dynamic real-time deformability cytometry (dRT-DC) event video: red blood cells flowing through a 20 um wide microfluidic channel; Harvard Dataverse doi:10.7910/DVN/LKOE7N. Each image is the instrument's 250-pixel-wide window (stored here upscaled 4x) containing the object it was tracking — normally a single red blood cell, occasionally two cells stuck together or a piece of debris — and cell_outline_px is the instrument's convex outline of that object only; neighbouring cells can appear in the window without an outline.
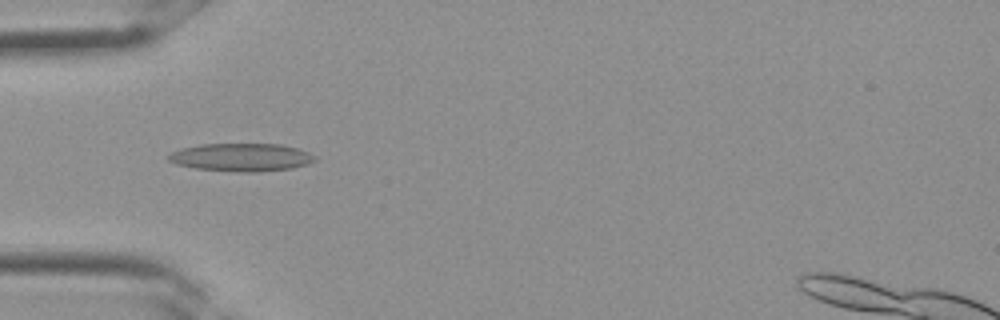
{"species": "Egyptian fruit bat (a non-hibernating species)", "species_latin": "Rousettus aegyptiacus", "temperature_condition": "room temperature", "stored_images_in_passage": 34, "camera_frame_rate_fps": 3000, "um_per_image_px": 0.085, "frame": {"image": 1, "passage_image": 11, "time_ms": 3.333, "image_size_px": [1000, 320], "cell_outline_px": [[316, 160], [308, 164], [292, 168], [260, 172], [240, 172], [196, 168], [176, 164], [168, 160], [168, 156], [172, 152], [184, 148], [200, 144], [280, 144], [296, 148], [308, 152], [316, 156]], "centroid_in_image_um": [20.55, 13.37], "position_along_channel_um": 64.5, "area_um2": 23.76}}
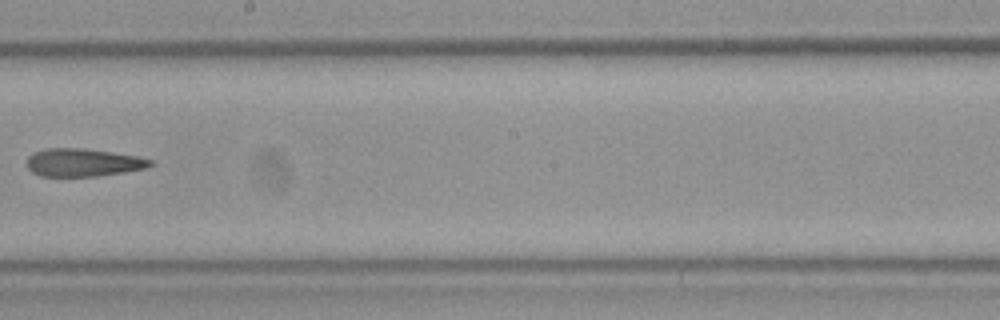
{"frame": {"image": 2, "passage_image": 20, "time_ms": 6.333, "image_size_px": [1000, 320], "cell_outline_px": [[156, 164], [148, 168], [124, 172], [96, 176], [40, 176], [32, 172], [28, 168], [28, 156], [32, 152], [44, 148], [84, 148], [140, 156], [152, 160]], "centroid_in_image_um": [7.1, 13.8], "position_along_channel_um": 241.1, "area_um2": 20.35}}
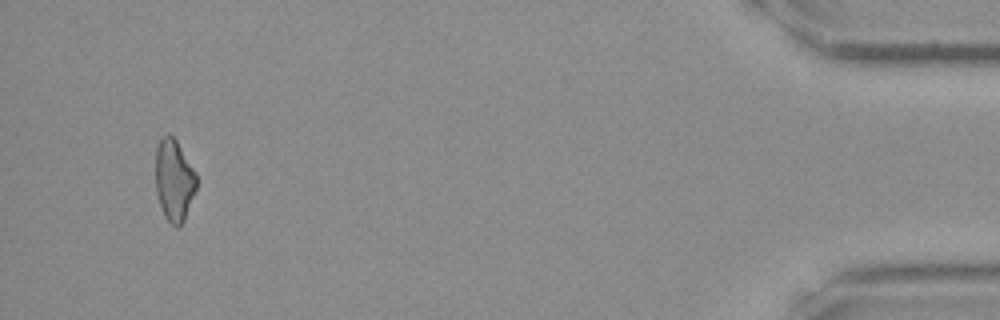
{"frame": {"image": 3, "passage_image": 33, "time_ms": 10.667, "image_size_px": [1000, 320], "cell_outline_px": [[196, 188], [184, 220], [176, 228], [164, 216], [156, 192], [156, 148], [160, 136], [168, 132], [176, 140], [196, 172]], "centroid_in_image_um": [14.78, 15.27], "position_along_channel_um": 420.4, "area_um2": 19.42}}